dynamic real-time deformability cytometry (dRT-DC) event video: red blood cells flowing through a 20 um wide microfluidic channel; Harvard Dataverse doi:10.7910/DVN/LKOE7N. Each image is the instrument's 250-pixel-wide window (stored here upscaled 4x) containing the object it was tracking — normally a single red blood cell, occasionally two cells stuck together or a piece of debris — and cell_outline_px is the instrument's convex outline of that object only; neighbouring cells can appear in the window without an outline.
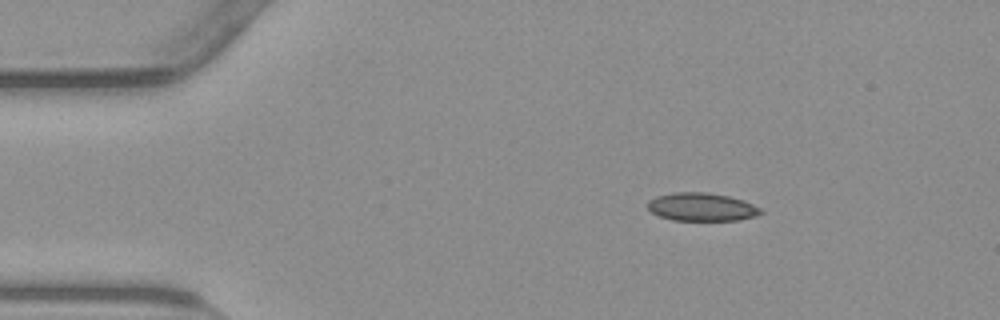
{"species": "common noctule bat (a hibernating species)", "species_latin": "Nyctalus noctula", "temperature_condition": "warm", "stored_images_in_passage": 46, "camera_frame_rate_fps": 3000, "um_per_image_px": 0.085, "animal": {"sex": "male", "body_mass_g": 23.1, "forearm_length_mm": 52.7}, "frame": {"image": 1, "passage_image": 1, "time_ms": 0.0, "image_size_px": [1000, 320], "cell_outline_px": [[764, 212], [756, 216], [740, 220], [672, 220], [660, 216], [652, 212], [648, 208], [648, 200], [656, 196], [672, 192], [708, 192], [728, 196], [744, 200], [760, 208]], "centroid_in_image_um": [59.65, 17.58], "position_along_channel_um": 25.4, "area_um2": 18.61}}
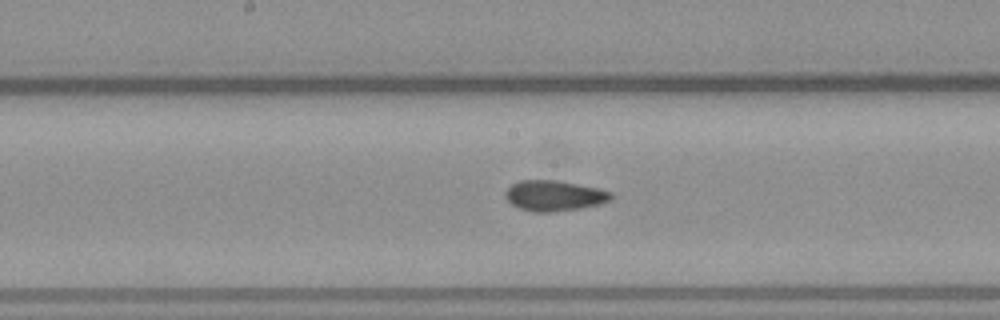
{"frame": {"image": 2, "passage_image": 20, "time_ms": 6.333, "image_size_px": [1000, 320], "cell_outline_px": [[616, 196], [612, 200], [600, 204], [580, 208], [552, 212], [532, 212], [520, 208], [512, 204], [508, 200], [504, 192], [512, 184], [520, 180], [556, 180], [596, 188], [612, 192]], "centroid_in_image_um": [47.14, 16.64], "position_along_channel_um": 201.1, "area_um2": 18.79}}
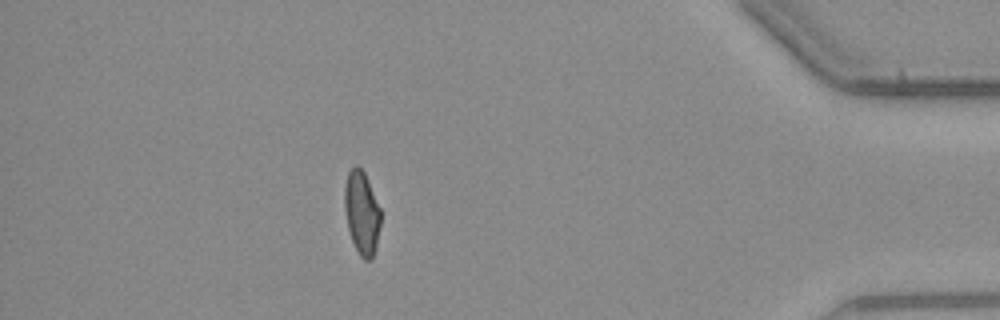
{"frame": {"image": 3, "passage_image": 40, "time_ms": 13.0, "image_size_px": [1000, 320], "cell_outline_px": [[380, 224], [376, 244], [372, 256], [368, 260], [364, 260], [360, 256], [352, 240], [348, 228], [344, 208], [344, 188], [348, 172], [356, 164], [364, 172], [380, 208]], "centroid_in_image_um": [30.73, 18.06], "position_along_channel_um": 404.5, "area_um2": 17.22}, "authors_computed_cell_mechanics": {"area_um2": 18.5538, "velocity_mm_per_s": 3.8139, "shape_relaxation_time_tau1_ms": null, "shape_relaxation_time_tau2_ms": 1.8122, "deformation_change_tau1": null, "deformation_change_tau2": 0.0798}}